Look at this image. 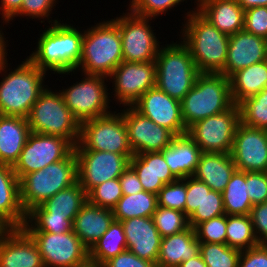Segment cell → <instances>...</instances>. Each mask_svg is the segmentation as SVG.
Wrapping results in <instances>:
<instances>
[{"label":"cell","instance_id":"obj_22","mask_svg":"<svg viewBox=\"0 0 267 267\" xmlns=\"http://www.w3.org/2000/svg\"><path fill=\"white\" fill-rule=\"evenodd\" d=\"M127 250L141 259L157 263L162 236L152 217H134L121 221Z\"/></svg>","mask_w":267,"mask_h":267},{"label":"cell","instance_id":"obj_55","mask_svg":"<svg viewBox=\"0 0 267 267\" xmlns=\"http://www.w3.org/2000/svg\"><path fill=\"white\" fill-rule=\"evenodd\" d=\"M237 2L244 10L253 7H267V0H237Z\"/></svg>","mask_w":267,"mask_h":267},{"label":"cell","instance_id":"obj_31","mask_svg":"<svg viewBox=\"0 0 267 267\" xmlns=\"http://www.w3.org/2000/svg\"><path fill=\"white\" fill-rule=\"evenodd\" d=\"M229 81L233 104L238 105L267 87V60L236 71Z\"/></svg>","mask_w":267,"mask_h":267},{"label":"cell","instance_id":"obj_27","mask_svg":"<svg viewBox=\"0 0 267 267\" xmlns=\"http://www.w3.org/2000/svg\"><path fill=\"white\" fill-rule=\"evenodd\" d=\"M161 152L177 179L194 175L202 153L199 146L187 134L176 136Z\"/></svg>","mask_w":267,"mask_h":267},{"label":"cell","instance_id":"obj_8","mask_svg":"<svg viewBox=\"0 0 267 267\" xmlns=\"http://www.w3.org/2000/svg\"><path fill=\"white\" fill-rule=\"evenodd\" d=\"M47 86L27 116L30 132L60 136L75 146L80 137V122L66 106L62 94Z\"/></svg>","mask_w":267,"mask_h":267},{"label":"cell","instance_id":"obj_13","mask_svg":"<svg viewBox=\"0 0 267 267\" xmlns=\"http://www.w3.org/2000/svg\"><path fill=\"white\" fill-rule=\"evenodd\" d=\"M73 150L74 146L63 137L30 132L12 168L20 180L26 174L65 159Z\"/></svg>","mask_w":267,"mask_h":267},{"label":"cell","instance_id":"obj_6","mask_svg":"<svg viewBox=\"0 0 267 267\" xmlns=\"http://www.w3.org/2000/svg\"><path fill=\"white\" fill-rule=\"evenodd\" d=\"M78 182L74 150L63 160L26 174L19 180L20 202L26 214L34 207Z\"/></svg>","mask_w":267,"mask_h":267},{"label":"cell","instance_id":"obj_11","mask_svg":"<svg viewBox=\"0 0 267 267\" xmlns=\"http://www.w3.org/2000/svg\"><path fill=\"white\" fill-rule=\"evenodd\" d=\"M112 20L119 26L123 61L153 62L161 43L153 32L151 23L156 19L142 17L130 12L121 13ZM154 20V21H153ZM152 21V22H151Z\"/></svg>","mask_w":267,"mask_h":267},{"label":"cell","instance_id":"obj_53","mask_svg":"<svg viewBox=\"0 0 267 267\" xmlns=\"http://www.w3.org/2000/svg\"><path fill=\"white\" fill-rule=\"evenodd\" d=\"M123 195H131L143 191V186L135 170L129 165L119 177Z\"/></svg>","mask_w":267,"mask_h":267},{"label":"cell","instance_id":"obj_38","mask_svg":"<svg viewBox=\"0 0 267 267\" xmlns=\"http://www.w3.org/2000/svg\"><path fill=\"white\" fill-rule=\"evenodd\" d=\"M240 121L243 125L267 130V87L239 104Z\"/></svg>","mask_w":267,"mask_h":267},{"label":"cell","instance_id":"obj_58","mask_svg":"<svg viewBox=\"0 0 267 267\" xmlns=\"http://www.w3.org/2000/svg\"><path fill=\"white\" fill-rule=\"evenodd\" d=\"M74 267H104V264H101L98 261H94V260L88 258L83 263L77 264Z\"/></svg>","mask_w":267,"mask_h":267},{"label":"cell","instance_id":"obj_10","mask_svg":"<svg viewBox=\"0 0 267 267\" xmlns=\"http://www.w3.org/2000/svg\"><path fill=\"white\" fill-rule=\"evenodd\" d=\"M80 75L82 78L79 82L58 89L72 115L81 123L111 113L113 108H110V98L113 96L108 92V78L84 73Z\"/></svg>","mask_w":267,"mask_h":267},{"label":"cell","instance_id":"obj_59","mask_svg":"<svg viewBox=\"0 0 267 267\" xmlns=\"http://www.w3.org/2000/svg\"><path fill=\"white\" fill-rule=\"evenodd\" d=\"M7 228L0 222V235L6 230Z\"/></svg>","mask_w":267,"mask_h":267},{"label":"cell","instance_id":"obj_48","mask_svg":"<svg viewBox=\"0 0 267 267\" xmlns=\"http://www.w3.org/2000/svg\"><path fill=\"white\" fill-rule=\"evenodd\" d=\"M246 183L252 205L267 201V172H246Z\"/></svg>","mask_w":267,"mask_h":267},{"label":"cell","instance_id":"obj_40","mask_svg":"<svg viewBox=\"0 0 267 267\" xmlns=\"http://www.w3.org/2000/svg\"><path fill=\"white\" fill-rule=\"evenodd\" d=\"M152 219L162 237L180 233L190 227L188 216L184 212L158 205Z\"/></svg>","mask_w":267,"mask_h":267},{"label":"cell","instance_id":"obj_21","mask_svg":"<svg viewBox=\"0 0 267 267\" xmlns=\"http://www.w3.org/2000/svg\"><path fill=\"white\" fill-rule=\"evenodd\" d=\"M267 60V40L244 30L229 36L227 60L221 74L229 78L238 70Z\"/></svg>","mask_w":267,"mask_h":267},{"label":"cell","instance_id":"obj_45","mask_svg":"<svg viewBox=\"0 0 267 267\" xmlns=\"http://www.w3.org/2000/svg\"><path fill=\"white\" fill-rule=\"evenodd\" d=\"M58 2L60 1L59 0H23L20 12L11 21L13 22L14 19H16V17L24 18L25 16L28 20L29 18H32V20L37 19V20H41L39 21L41 23H44L46 21L49 23V25L60 22L61 20H59L58 18L52 20V17H51L53 14L52 10L53 9L55 10L56 5L59 4Z\"/></svg>","mask_w":267,"mask_h":267},{"label":"cell","instance_id":"obj_47","mask_svg":"<svg viewBox=\"0 0 267 267\" xmlns=\"http://www.w3.org/2000/svg\"><path fill=\"white\" fill-rule=\"evenodd\" d=\"M243 30L267 40V7L245 10Z\"/></svg>","mask_w":267,"mask_h":267},{"label":"cell","instance_id":"obj_28","mask_svg":"<svg viewBox=\"0 0 267 267\" xmlns=\"http://www.w3.org/2000/svg\"><path fill=\"white\" fill-rule=\"evenodd\" d=\"M199 253L200 242L190 226L180 233L162 237L156 266L178 267L183 261L194 258Z\"/></svg>","mask_w":267,"mask_h":267},{"label":"cell","instance_id":"obj_30","mask_svg":"<svg viewBox=\"0 0 267 267\" xmlns=\"http://www.w3.org/2000/svg\"><path fill=\"white\" fill-rule=\"evenodd\" d=\"M29 134L26 118L0 115V164H15Z\"/></svg>","mask_w":267,"mask_h":267},{"label":"cell","instance_id":"obj_32","mask_svg":"<svg viewBox=\"0 0 267 267\" xmlns=\"http://www.w3.org/2000/svg\"><path fill=\"white\" fill-rule=\"evenodd\" d=\"M87 201V193L77 182L71 187L57 192L44 201L41 206L52 216L64 217L74 221V218Z\"/></svg>","mask_w":267,"mask_h":267},{"label":"cell","instance_id":"obj_50","mask_svg":"<svg viewBox=\"0 0 267 267\" xmlns=\"http://www.w3.org/2000/svg\"><path fill=\"white\" fill-rule=\"evenodd\" d=\"M250 217L258 243L267 244V201L253 205Z\"/></svg>","mask_w":267,"mask_h":267},{"label":"cell","instance_id":"obj_46","mask_svg":"<svg viewBox=\"0 0 267 267\" xmlns=\"http://www.w3.org/2000/svg\"><path fill=\"white\" fill-rule=\"evenodd\" d=\"M194 230L200 243L226 244V214L204 221Z\"/></svg>","mask_w":267,"mask_h":267},{"label":"cell","instance_id":"obj_51","mask_svg":"<svg viewBox=\"0 0 267 267\" xmlns=\"http://www.w3.org/2000/svg\"><path fill=\"white\" fill-rule=\"evenodd\" d=\"M238 267H267V244L241 251Z\"/></svg>","mask_w":267,"mask_h":267},{"label":"cell","instance_id":"obj_49","mask_svg":"<svg viewBox=\"0 0 267 267\" xmlns=\"http://www.w3.org/2000/svg\"><path fill=\"white\" fill-rule=\"evenodd\" d=\"M204 200V182L194 176L186 177L185 214L189 217Z\"/></svg>","mask_w":267,"mask_h":267},{"label":"cell","instance_id":"obj_57","mask_svg":"<svg viewBox=\"0 0 267 267\" xmlns=\"http://www.w3.org/2000/svg\"><path fill=\"white\" fill-rule=\"evenodd\" d=\"M178 267H207V265L199 254L194 258H190L186 261H183Z\"/></svg>","mask_w":267,"mask_h":267},{"label":"cell","instance_id":"obj_39","mask_svg":"<svg viewBox=\"0 0 267 267\" xmlns=\"http://www.w3.org/2000/svg\"><path fill=\"white\" fill-rule=\"evenodd\" d=\"M199 254L207 267H238L241 251L227 244L200 243Z\"/></svg>","mask_w":267,"mask_h":267},{"label":"cell","instance_id":"obj_41","mask_svg":"<svg viewBox=\"0 0 267 267\" xmlns=\"http://www.w3.org/2000/svg\"><path fill=\"white\" fill-rule=\"evenodd\" d=\"M224 214L222 193L211 190L204 183V200L188 217L189 225L194 229L198 224Z\"/></svg>","mask_w":267,"mask_h":267},{"label":"cell","instance_id":"obj_17","mask_svg":"<svg viewBox=\"0 0 267 267\" xmlns=\"http://www.w3.org/2000/svg\"><path fill=\"white\" fill-rule=\"evenodd\" d=\"M120 112L127 127L128 141L134 155L160 152L176 137L170 130L155 124L132 106H124Z\"/></svg>","mask_w":267,"mask_h":267},{"label":"cell","instance_id":"obj_4","mask_svg":"<svg viewBox=\"0 0 267 267\" xmlns=\"http://www.w3.org/2000/svg\"><path fill=\"white\" fill-rule=\"evenodd\" d=\"M84 29L82 55L76 70L59 73L70 75L84 73L109 77L123 61L119 26L112 20H102ZM77 71V72H76Z\"/></svg>","mask_w":267,"mask_h":267},{"label":"cell","instance_id":"obj_5","mask_svg":"<svg viewBox=\"0 0 267 267\" xmlns=\"http://www.w3.org/2000/svg\"><path fill=\"white\" fill-rule=\"evenodd\" d=\"M181 102L185 127L228 110L232 105L230 81L221 73H199Z\"/></svg>","mask_w":267,"mask_h":267},{"label":"cell","instance_id":"obj_36","mask_svg":"<svg viewBox=\"0 0 267 267\" xmlns=\"http://www.w3.org/2000/svg\"><path fill=\"white\" fill-rule=\"evenodd\" d=\"M226 244L239 251L259 245L250 215H226Z\"/></svg>","mask_w":267,"mask_h":267},{"label":"cell","instance_id":"obj_19","mask_svg":"<svg viewBox=\"0 0 267 267\" xmlns=\"http://www.w3.org/2000/svg\"><path fill=\"white\" fill-rule=\"evenodd\" d=\"M132 107L155 124L170 130L175 136L185 135L181 102L171 98L157 86L144 93Z\"/></svg>","mask_w":267,"mask_h":267},{"label":"cell","instance_id":"obj_34","mask_svg":"<svg viewBox=\"0 0 267 267\" xmlns=\"http://www.w3.org/2000/svg\"><path fill=\"white\" fill-rule=\"evenodd\" d=\"M157 208V195L142 191L131 195H123L112 213L115 220L123 221L134 217H152Z\"/></svg>","mask_w":267,"mask_h":267},{"label":"cell","instance_id":"obj_18","mask_svg":"<svg viewBox=\"0 0 267 267\" xmlns=\"http://www.w3.org/2000/svg\"><path fill=\"white\" fill-rule=\"evenodd\" d=\"M236 170L267 172V130L240 123L230 152Z\"/></svg>","mask_w":267,"mask_h":267},{"label":"cell","instance_id":"obj_42","mask_svg":"<svg viewBox=\"0 0 267 267\" xmlns=\"http://www.w3.org/2000/svg\"><path fill=\"white\" fill-rule=\"evenodd\" d=\"M128 10L136 15L157 19L160 15L169 14L168 11L178 7L187 0H129ZM197 0L194 1V4ZM178 5V6H177ZM167 12V13H166Z\"/></svg>","mask_w":267,"mask_h":267},{"label":"cell","instance_id":"obj_23","mask_svg":"<svg viewBox=\"0 0 267 267\" xmlns=\"http://www.w3.org/2000/svg\"><path fill=\"white\" fill-rule=\"evenodd\" d=\"M27 214L20 202L19 179L12 166L0 164V222L7 228H22Z\"/></svg>","mask_w":267,"mask_h":267},{"label":"cell","instance_id":"obj_44","mask_svg":"<svg viewBox=\"0 0 267 267\" xmlns=\"http://www.w3.org/2000/svg\"><path fill=\"white\" fill-rule=\"evenodd\" d=\"M186 178L165 184L157 194V205L185 213Z\"/></svg>","mask_w":267,"mask_h":267},{"label":"cell","instance_id":"obj_2","mask_svg":"<svg viewBox=\"0 0 267 267\" xmlns=\"http://www.w3.org/2000/svg\"><path fill=\"white\" fill-rule=\"evenodd\" d=\"M9 60L0 61V115L27 118L32 105L48 86L45 85L47 72L27 57L13 69L8 65L12 64Z\"/></svg>","mask_w":267,"mask_h":267},{"label":"cell","instance_id":"obj_24","mask_svg":"<svg viewBox=\"0 0 267 267\" xmlns=\"http://www.w3.org/2000/svg\"><path fill=\"white\" fill-rule=\"evenodd\" d=\"M130 166L137 173L143 190L156 195L165 184L177 180L161 151L134 155L130 159Z\"/></svg>","mask_w":267,"mask_h":267},{"label":"cell","instance_id":"obj_15","mask_svg":"<svg viewBox=\"0 0 267 267\" xmlns=\"http://www.w3.org/2000/svg\"><path fill=\"white\" fill-rule=\"evenodd\" d=\"M34 241L45 267H74L89 258V249L72 231L26 232Z\"/></svg>","mask_w":267,"mask_h":267},{"label":"cell","instance_id":"obj_52","mask_svg":"<svg viewBox=\"0 0 267 267\" xmlns=\"http://www.w3.org/2000/svg\"><path fill=\"white\" fill-rule=\"evenodd\" d=\"M104 267H157L156 263L141 259L129 250L118 254L104 263Z\"/></svg>","mask_w":267,"mask_h":267},{"label":"cell","instance_id":"obj_12","mask_svg":"<svg viewBox=\"0 0 267 267\" xmlns=\"http://www.w3.org/2000/svg\"><path fill=\"white\" fill-rule=\"evenodd\" d=\"M240 123L239 106L233 104L222 113L195 122L187 128L186 134L201 152L230 153Z\"/></svg>","mask_w":267,"mask_h":267},{"label":"cell","instance_id":"obj_3","mask_svg":"<svg viewBox=\"0 0 267 267\" xmlns=\"http://www.w3.org/2000/svg\"><path fill=\"white\" fill-rule=\"evenodd\" d=\"M195 5L182 16L179 39L188 46L199 73H221L227 60L229 36L204 18Z\"/></svg>","mask_w":267,"mask_h":267},{"label":"cell","instance_id":"obj_26","mask_svg":"<svg viewBox=\"0 0 267 267\" xmlns=\"http://www.w3.org/2000/svg\"><path fill=\"white\" fill-rule=\"evenodd\" d=\"M114 216L111 209H105L87 201L73 221V232L90 250L108 230Z\"/></svg>","mask_w":267,"mask_h":267},{"label":"cell","instance_id":"obj_43","mask_svg":"<svg viewBox=\"0 0 267 267\" xmlns=\"http://www.w3.org/2000/svg\"><path fill=\"white\" fill-rule=\"evenodd\" d=\"M123 196L119 178H115L94 187L88 194V201L105 209H113Z\"/></svg>","mask_w":267,"mask_h":267},{"label":"cell","instance_id":"obj_1","mask_svg":"<svg viewBox=\"0 0 267 267\" xmlns=\"http://www.w3.org/2000/svg\"><path fill=\"white\" fill-rule=\"evenodd\" d=\"M62 22V23H61ZM69 23V24H68ZM48 25L36 42V48L27 58L49 75L77 69L82 55L84 30L69 21ZM80 28V29H79Z\"/></svg>","mask_w":267,"mask_h":267},{"label":"cell","instance_id":"obj_20","mask_svg":"<svg viewBox=\"0 0 267 267\" xmlns=\"http://www.w3.org/2000/svg\"><path fill=\"white\" fill-rule=\"evenodd\" d=\"M0 267H45L38 247L22 228L0 235Z\"/></svg>","mask_w":267,"mask_h":267},{"label":"cell","instance_id":"obj_7","mask_svg":"<svg viewBox=\"0 0 267 267\" xmlns=\"http://www.w3.org/2000/svg\"><path fill=\"white\" fill-rule=\"evenodd\" d=\"M155 63L156 86L171 98L181 101L199 74L188 46L181 39L161 45Z\"/></svg>","mask_w":267,"mask_h":267},{"label":"cell","instance_id":"obj_16","mask_svg":"<svg viewBox=\"0 0 267 267\" xmlns=\"http://www.w3.org/2000/svg\"><path fill=\"white\" fill-rule=\"evenodd\" d=\"M78 183L88 194L103 182L119 178L130 165V159L117 153L96 150H74Z\"/></svg>","mask_w":267,"mask_h":267},{"label":"cell","instance_id":"obj_25","mask_svg":"<svg viewBox=\"0 0 267 267\" xmlns=\"http://www.w3.org/2000/svg\"><path fill=\"white\" fill-rule=\"evenodd\" d=\"M197 11L228 36L244 28L245 10L237 0H197Z\"/></svg>","mask_w":267,"mask_h":267},{"label":"cell","instance_id":"obj_56","mask_svg":"<svg viewBox=\"0 0 267 267\" xmlns=\"http://www.w3.org/2000/svg\"><path fill=\"white\" fill-rule=\"evenodd\" d=\"M3 28L4 26L2 27V24H1V27H0V61L7 59V56H9L7 51L10 50V49H7V47H9V44H8L9 41L6 40L5 38L4 32L2 31Z\"/></svg>","mask_w":267,"mask_h":267},{"label":"cell","instance_id":"obj_14","mask_svg":"<svg viewBox=\"0 0 267 267\" xmlns=\"http://www.w3.org/2000/svg\"><path fill=\"white\" fill-rule=\"evenodd\" d=\"M113 100L119 107L132 106L149 89L156 87V63L122 61L108 77ZM122 105V106H121Z\"/></svg>","mask_w":267,"mask_h":267},{"label":"cell","instance_id":"obj_35","mask_svg":"<svg viewBox=\"0 0 267 267\" xmlns=\"http://www.w3.org/2000/svg\"><path fill=\"white\" fill-rule=\"evenodd\" d=\"M127 250L121 221L113 220L108 230L89 250V258L104 264L109 259Z\"/></svg>","mask_w":267,"mask_h":267},{"label":"cell","instance_id":"obj_54","mask_svg":"<svg viewBox=\"0 0 267 267\" xmlns=\"http://www.w3.org/2000/svg\"><path fill=\"white\" fill-rule=\"evenodd\" d=\"M0 2L2 24L10 25V21L20 12L23 0H1Z\"/></svg>","mask_w":267,"mask_h":267},{"label":"cell","instance_id":"obj_33","mask_svg":"<svg viewBox=\"0 0 267 267\" xmlns=\"http://www.w3.org/2000/svg\"><path fill=\"white\" fill-rule=\"evenodd\" d=\"M247 192L246 172L235 170L222 192L226 215H250L253 205Z\"/></svg>","mask_w":267,"mask_h":267},{"label":"cell","instance_id":"obj_37","mask_svg":"<svg viewBox=\"0 0 267 267\" xmlns=\"http://www.w3.org/2000/svg\"><path fill=\"white\" fill-rule=\"evenodd\" d=\"M22 229L25 232L65 233L73 230V221L52 216L41 205H38L27 213Z\"/></svg>","mask_w":267,"mask_h":267},{"label":"cell","instance_id":"obj_29","mask_svg":"<svg viewBox=\"0 0 267 267\" xmlns=\"http://www.w3.org/2000/svg\"><path fill=\"white\" fill-rule=\"evenodd\" d=\"M235 170L230 153L202 152L193 176L222 193Z\"/></svg>","mask_w":267,"mask_h":267},{"label":"cell","instance_id":"obj_9","mask_svg":"<svg viewBox=\"0 0 267 267\" xmlns=\"http://www.w3.org/2000/svg\"><path fill=\"white\" fill-rule=\"evenodd\" d=\"M88 119L80 123V137L74 150H96L123 154L131 159L134 153L121 112Z\"/></svg>","mask_w":267,"mask_h":267}]
</instances>
